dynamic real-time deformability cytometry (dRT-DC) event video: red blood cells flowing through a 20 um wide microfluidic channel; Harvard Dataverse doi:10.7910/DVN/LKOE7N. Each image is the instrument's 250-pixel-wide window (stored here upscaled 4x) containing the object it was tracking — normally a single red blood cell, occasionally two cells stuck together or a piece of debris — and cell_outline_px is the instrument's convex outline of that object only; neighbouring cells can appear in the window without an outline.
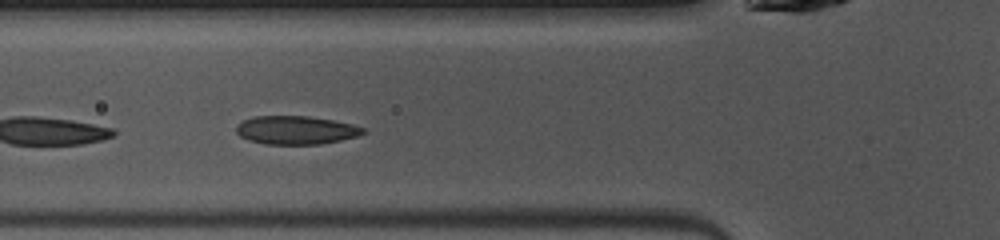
{"species": "common noctule bat (a hibernating species)", "species_latin": "Nyctalus noctula", "temperature_condition": "warm", "stored_images_in_passage": 38, "camera_frame_rate_fps": 3000, "um_per_image_px": 0.085, "animal": {"sex": "female", "body_mass_g": 10.0, "forearm_length_mm": 53.1}, "frame": {"image": 1, "passage_image": 6, "time_ms": 1.667, "image_size_px": [1000, 240], "cell_outline_px": [[364, 132], [356, 136], [340, 140], [320, 144], [264, 144], [248, 140], [240, 136], [236, 132], [236, 128], [244, 120], [252, 116], [308, 116], [332, 120], [352, 124], [364, 128]], "centroid_in_image_um": [25.12, 11.06], "position_along_channel_um": 100.7, "area_um2": 20.81}, "authors_computed_cell_mechanics": {"area_um2": 19.9699, "velocity_mm_per_s": 4.023, "shape_relaxation_time_tau1_ms": 5.9301, "shape_relaxation_time_tau2_ms": 1.483, "deformation_change_tau1": 0.1477, "deformation_change_tau2": 0.0515}}